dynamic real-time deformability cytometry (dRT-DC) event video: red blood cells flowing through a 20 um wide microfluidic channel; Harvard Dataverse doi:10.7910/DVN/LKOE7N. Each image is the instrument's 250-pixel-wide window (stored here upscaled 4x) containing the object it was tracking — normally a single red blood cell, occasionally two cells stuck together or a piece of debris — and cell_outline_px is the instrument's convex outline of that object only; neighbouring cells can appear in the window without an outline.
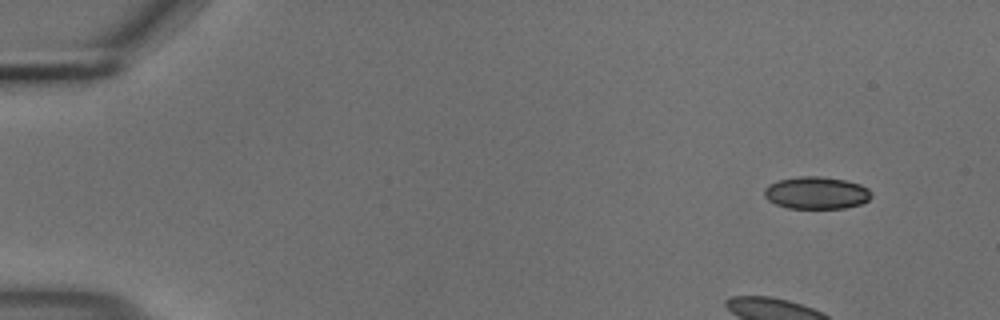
{"species": "common noctule bat (a hibernating species)", "species_latin": "Nyctalus noctula", "temperature_condition": "cold", "stored_images_in_passage": 12, "camera_frame_rate_fps": 3000, "um_per_image_px": 0.085, "animal": {"sex": "male", "body_mass_g": 18.8}, "frame": {"image": 1, "passage_image": 1, "time_ms": 0.0, "image_size_px": [1000, 320], "cell_outline_px": [[872, 196], [868, 200], [860, 204], [844, 208], [788, 208], [776, 204], [768, 200], [764, 196], [764, 188], [768, 184], [776, 180], [796, 176], [820, 176], [844, 180], [860, 184], [868, 188]], "centroid_in_image_um": [69.35, 16.38], "position_along_channel_um": 15.6, "area_um2": 20.29}}